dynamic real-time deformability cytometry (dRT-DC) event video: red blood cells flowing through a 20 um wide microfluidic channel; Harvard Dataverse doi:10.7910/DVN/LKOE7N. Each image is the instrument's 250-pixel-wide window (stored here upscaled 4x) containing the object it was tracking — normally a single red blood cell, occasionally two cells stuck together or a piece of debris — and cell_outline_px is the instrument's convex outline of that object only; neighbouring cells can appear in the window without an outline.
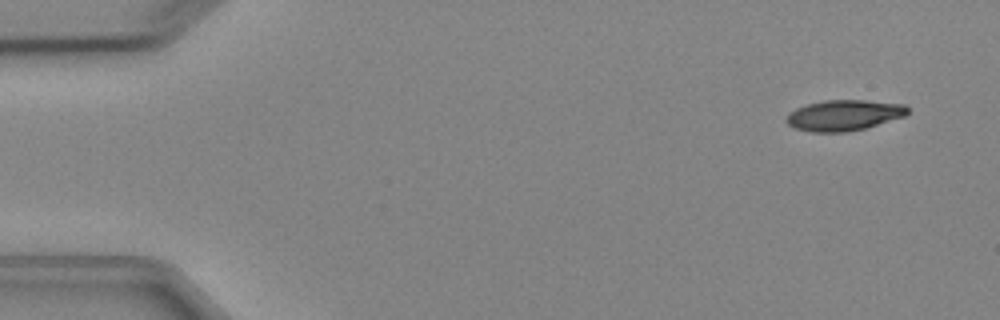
{"species": "Egyptian fruit bat (a non-hibernating species)", "species_latin": "Rousettus aegyptiacus", "temperature_condition": "cold", "stored_images_in_passage": 4, "camera_frame_rate_fps": 3000, "um_per_image_px": 0.085, "animal": {"sex": "female"}, "frame": {"image": 1, "passage_image": 1, "time_ms": 0.0, "image_size_px": [1000, 320], "cell_outline_px": [[908, 112], [904, 116], [864, 128], [848, 132], [812, 132], [796, 128], [788, 124], [784, 120], [788, 112], [796, 108], [808, 104], [824, 100], [864, 100], [904, 104], [908, 108]], "centroid_in_image_um": [71.69, 9.79], "position_along_channel_um": 13.3, "area_um2": 21.62}}
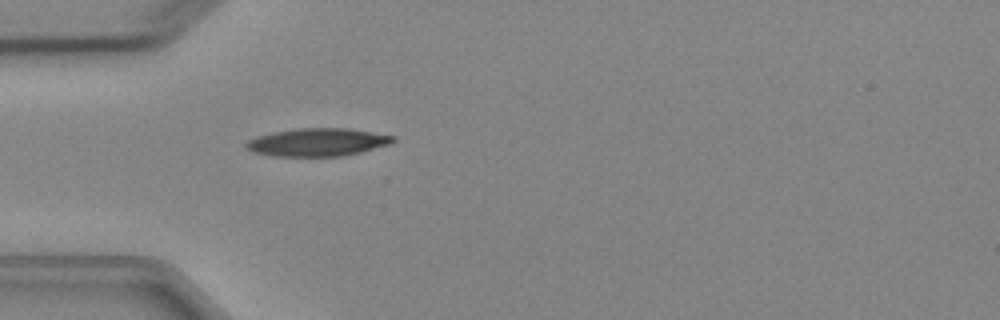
{"frame": {"image": 2, "passage_image": 4, "time_ms": 4.0, "image_size_px": [1000, 320], "cell_outline_px": [[396, 140], [392, 144], [344, 156], [272, 156], [252, 152], [244, 148], [244, 144], [248, 140], [256, 136], [296, 128], [348, 128], [396, 136]], "centroid_in_image_um": [26.99, 12.09], "position_along_channel_um": 58.0, "area_um2": 24.1}}